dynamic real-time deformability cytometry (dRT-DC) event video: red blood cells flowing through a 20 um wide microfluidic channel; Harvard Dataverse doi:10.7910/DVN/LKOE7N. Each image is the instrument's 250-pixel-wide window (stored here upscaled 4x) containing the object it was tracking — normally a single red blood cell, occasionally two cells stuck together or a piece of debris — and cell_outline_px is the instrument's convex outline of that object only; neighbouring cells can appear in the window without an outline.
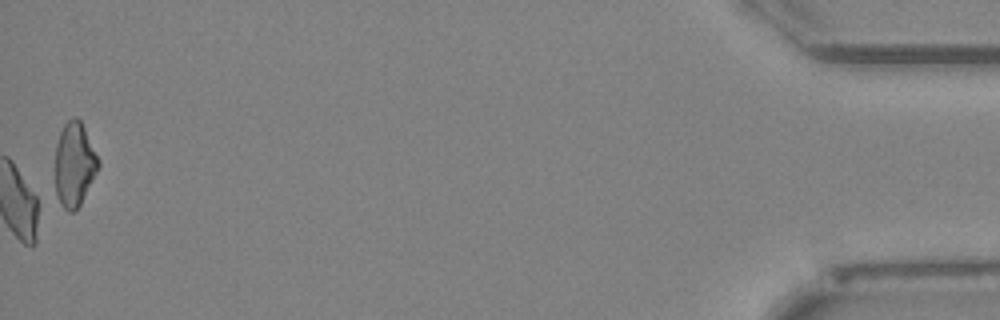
{"species": "Egyptian fruit bat (a non-hibernating species)", "species_latin": "Rousettus aegyptiacus", "temperature_condition": "cold", "stored_images_in_passage": 52, "camera_frame_rate_fps": 3000, "um_per_image_px": 0.085, "animal": {"sex": "female"}, "frame": {"image": 1, "passage_image": 52, "time_ms": 17.0, "image_size_px": [1000, 320], "cell_outline_px": [[100, 168], [80, 204], [72, 212], [68, 212], [60, 204], [56, 192], [56, 144], [60, 132], [64, 124], [72, 116], [76, 116], [80, 120], [100, 160]], "centroid_in_image_um": [6.34, 13.96], "position_along_channel_um": 428.9, "area_um2": 21.15}, "authors_computed_cell_mechanics": {"area_um2": 20.519, "velocity_mm_per_s": 3.9426, "shape_relaxation_time_tau1_ms": null, "shape_relaxation_time_tau2_ms": 1.5976, "deformation_change_tau1": null, "deformation_change_tau2": 0.086}}